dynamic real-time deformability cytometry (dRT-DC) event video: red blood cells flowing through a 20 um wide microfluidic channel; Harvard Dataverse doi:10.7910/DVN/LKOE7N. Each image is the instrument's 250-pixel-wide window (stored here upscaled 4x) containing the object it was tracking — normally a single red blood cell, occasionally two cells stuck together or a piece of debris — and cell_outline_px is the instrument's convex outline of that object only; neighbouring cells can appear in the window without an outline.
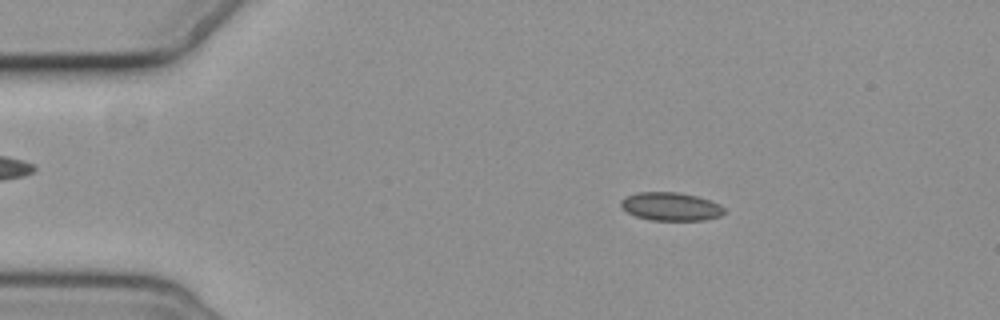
{"species": "common noctule bat (a hibernating species)", "species_latin": "Nyctalus noctula", "temperature_condition": "cold", "stored_images_in_passage": 4, "camera_frame_rate_fps": 3000, "um_per_image_px": 0.085, "animal": {"sex": "female", "body_mass_g": 19.3, "forearm_length_mm": 54.1}, "frame": {"image": 1, "passage_image": 2, "time_ms": 1.333, "image_size_px": [1000, 320], "cell_outline_px": [[724, 212], [720, 216], [704, 220], [652, 220], [636, 216], [628, 212], [620, 204], [620, 200], [636, 192], [676, 192], [696, 196], [720, 204], [724, 208]], "centroid_in_image_um": [57.02, 17.55], "position_along_channel_um": 28.0, "area_um2": 16.82}}